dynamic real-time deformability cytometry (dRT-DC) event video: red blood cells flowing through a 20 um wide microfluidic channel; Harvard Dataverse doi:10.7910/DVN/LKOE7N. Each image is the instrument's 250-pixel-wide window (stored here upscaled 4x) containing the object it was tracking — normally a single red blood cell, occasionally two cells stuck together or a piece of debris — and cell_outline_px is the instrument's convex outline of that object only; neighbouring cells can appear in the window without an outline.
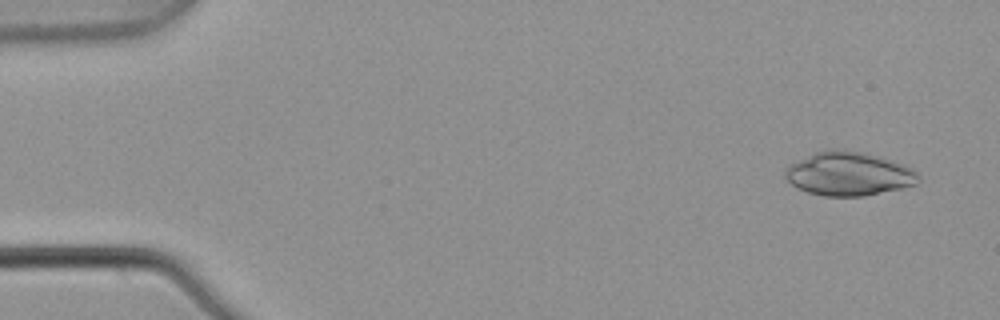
{"species": "common noctule bat (a hibernating species)", "species_latin": "Nyctalus noctula", "temperature_condition": "warm", "stored_images_in_passage": 5, "camera_frame_rate_fps": 3000, "um_per_image_px": 0.085, "animal": {"sex": "male", "body_mass_g": 21.5, "forearm_length_mm": 52.0}, "frame": {"image": 1, "passage_image": 1, "time_ms": 0.0, "image_size_px": [1000, 320], "cell_outline_px": [[920, 176], [916, 184], [904, 188], [864, 196], [824, 196], [808, 192], [796, 188], [784, 176], [784, 172], [788, 164], [816, 152], [832, 148], [860, 152], [876, 156], [904, 164], [912, 168]], "centroid_in_image_um": [72.13, 14.78], "position_along_channel_um": 12.9, "area_um2": 33.93}}